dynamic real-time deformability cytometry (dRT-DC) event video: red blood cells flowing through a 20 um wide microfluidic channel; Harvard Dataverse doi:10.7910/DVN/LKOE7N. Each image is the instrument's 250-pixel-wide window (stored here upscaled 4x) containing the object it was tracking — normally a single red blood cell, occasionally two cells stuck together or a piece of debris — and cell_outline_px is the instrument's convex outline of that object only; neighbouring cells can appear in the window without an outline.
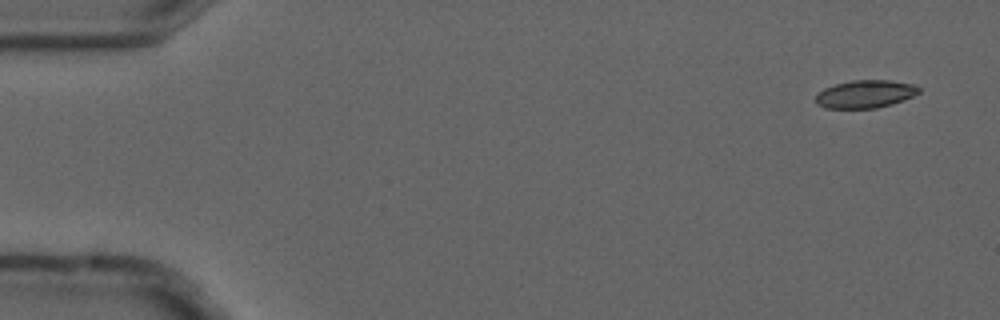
{"species": "common noctule bat (a hibernating species)", "species_latin": "Nyctalus noctula", "temperature_condition": "cold", "stored_images_in_passage": 6, "camera_frame_rate_fps": 3000, "um_per_image_px": 0.085, "animal": {"sex": "male", "forearm_length_mm": 52.5}, "frame": {"image": 1, "passage_image": 1, "time_ms": 0.0, "image_size_px": [1000, 320], "cell_outline_px": [[920, 92], [912, 96], [892, 104], [876, 108], [824, 108], [816, 104], [816, 92], [824, 88], [836, 84], [852, 80], [888, 80], [912, 84], [920, 88]], "centroid_in_image_um": [73.51, 7.99], "position_along_channel_um": 11.5, "area_um2": 16.7}}
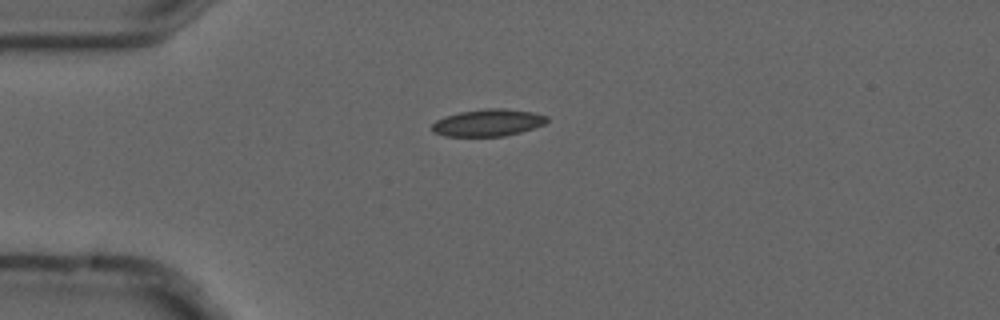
{"frame": {"image": 2, "passage_image": 4, "time_ms": 1.0, "image_size_px": [1000, 320], "cell_outline_px": [[548, 120], [544, 124], [520, 132], [504, 136], [444, 136], [432, 132], [432, 124], [436, 120], [444, 116], [460, 112], [488, 108], [504, 108], [532, 112], [548, 116]], "centroid_in_image_um": [41.46, 10.43], "position_along_channel_um": 43.5, "area_um2": 18.09}}
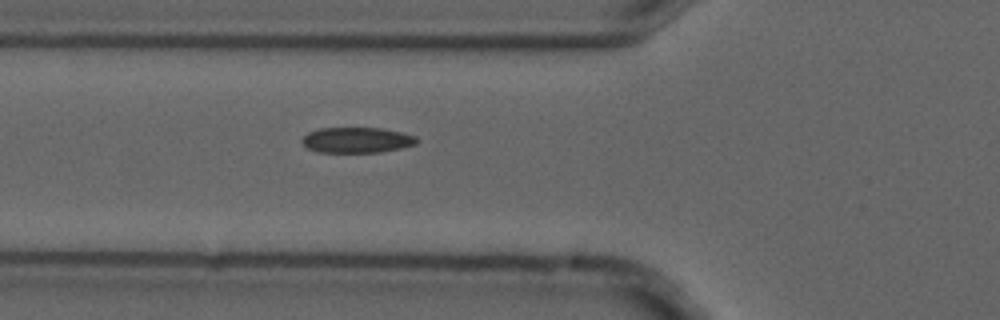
{"frame": {"image": 3, "passage_image": 6, "time_ms": 1.667, "image_size_px": [1000, 320], "cell_outline_px": [[416, 144], [400, 148], [380, 152], [320, 152], [308, 148], [300, 140], [308, 132], [320, 128], [380, 128], [400, 132], [416, 136]], "centroid_in_image_um": [30.31, 11.9], "position_along_channel_um": 95.5, "area_um2": 16.88}}